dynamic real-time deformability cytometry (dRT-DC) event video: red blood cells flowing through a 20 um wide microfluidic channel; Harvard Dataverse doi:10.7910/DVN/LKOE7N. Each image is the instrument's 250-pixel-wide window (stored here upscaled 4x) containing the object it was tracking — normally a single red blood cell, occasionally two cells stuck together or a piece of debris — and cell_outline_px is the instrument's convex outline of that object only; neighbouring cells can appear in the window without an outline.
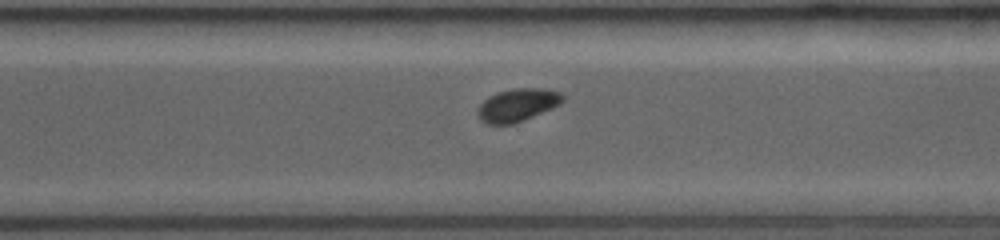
{"species": "common noctule bat (a hibernating species)", "species_latin": "Nyctalus noctula", "temperature_condition": "room temperature", "stored_images_in_passage": 18, "camera_frame_rate_fps": 3500, "um_per_image_px": 0.085, "animal": {"sex": "female", "body_mass_g": 19.0, "forearm_length_mm": 53.3}, "frame": {"image": 1, "passage_image": 18, "time_ms": 8.857, "image_size_px": [1000, 240], "cell_outline_px": [[564, 100], [560, 104], [552, 108], [524, 120], [512, 124], [484, 124], [480, 120], [476, 112], [480, 104], [488, 96], [500, 92], [520, 88], [536, 88], [560, 92], [564, 96]], "centroid_in_image_um": [43.96, 8.95], "position_along_channel_um": 326.6, "area_um2": 16.13}}